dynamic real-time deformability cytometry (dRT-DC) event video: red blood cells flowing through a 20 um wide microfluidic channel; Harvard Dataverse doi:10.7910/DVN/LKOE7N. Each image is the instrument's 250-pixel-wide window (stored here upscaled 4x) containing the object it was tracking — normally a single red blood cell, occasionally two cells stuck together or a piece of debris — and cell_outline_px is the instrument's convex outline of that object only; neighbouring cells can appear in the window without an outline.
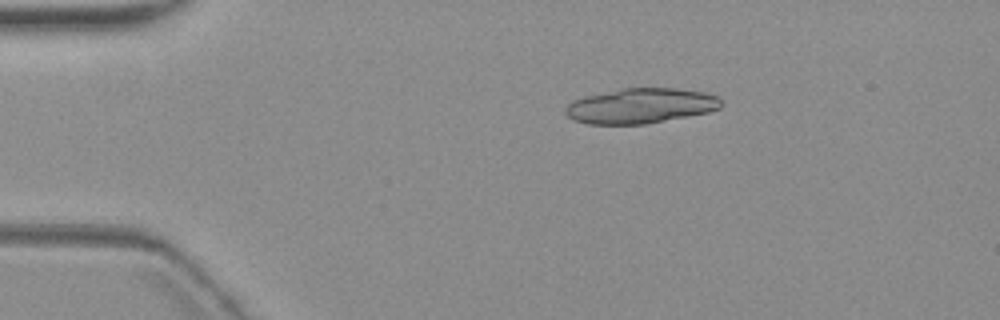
{"species": "common noctule bat (a hibernating species)", "species_latin": "Nyctalus noctula", "temperature_condition": "warm", "stored_images_in_passage": 2, "camera_frame_rate_fps": 3000, "um_per_image_px": 0.085, "animal": {"sex": "female", "body_mass_g": 19.3, "forearm_length_mm": 54.1}, "frame": {"image": 1, "passage_image": 1, "time_ms": 0.0, "image_size_px": [1000, 320], "cell_outline_px": [[724, 104], [720, 108], [708, 112], [644, 124], [588, 124], [572, 120], [564, 112], [564, 108], [572, 100], [584, 96], [620, 88], [676, 88], [704, 92], [720, 96]], "centroid_in_image_um": [54.45, 8.98], "position_along_channel_um": 30.6, "area_um2": 32.14}}